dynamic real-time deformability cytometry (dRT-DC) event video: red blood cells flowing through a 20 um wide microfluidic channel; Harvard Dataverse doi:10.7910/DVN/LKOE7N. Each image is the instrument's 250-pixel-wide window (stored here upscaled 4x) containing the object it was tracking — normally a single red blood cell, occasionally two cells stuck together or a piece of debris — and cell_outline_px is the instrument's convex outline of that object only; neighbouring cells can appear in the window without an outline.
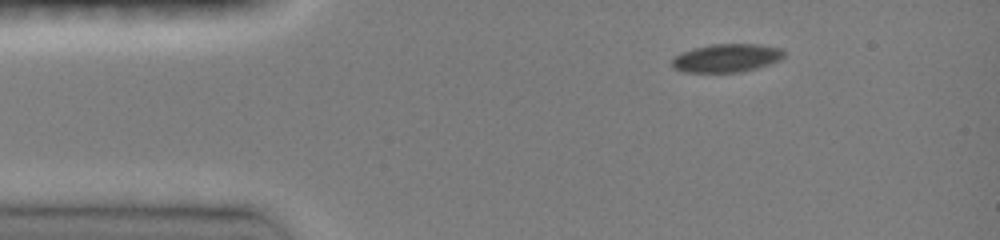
{"species": "common noctule bat (a hibernating species)", "species_latin": "Nyctalus noctula", "temperature_condition": "room temperature", "stored_images_in_passage": 41, "camera_frame_rate_fps": 3000, "um_per_image_px": 0.085, "animal": {"sex": "female", "body_mass_g": 19.0, "forearm_length_mm": 51.5}, "frame": {"image": 1, "passage_image": 1, "time_ms": 0.0, "image_size_px": [1000, 240], "cell_outline_px": [[784, 56], [780, 60], [744, 72], [684, 72], [676, 68], [672, 64], [672, 56], [680, 52], [692, 48], [712, 44], [760, 44], [780, 48], [784, 52]], "centroid_in_image_um": [61.74, 4.92], "position_along_channel_um": 23.3, "area_um2": 18.55}}
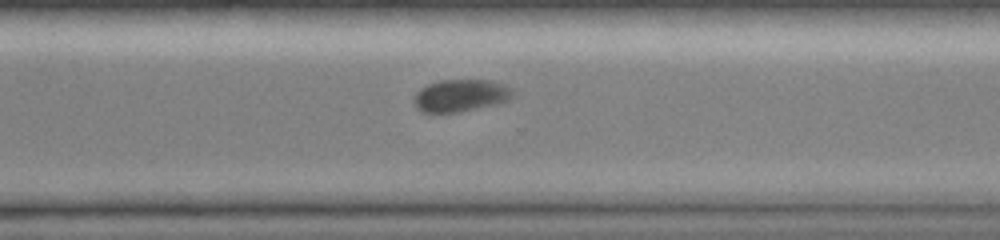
{"frame": {"image": 2, "passage_image": 28, "time_ms": 9.0, "image_size_px": [1000, 240], "cell_outline_px": [[516, 92], [508, 100], [460, 112], [420, 112], [416, 108], [416, 92], [420, 88], [428, 84], [440, 80], [492, 80], [504, 84], [512, 88]], "centroid_in_image_um": [39.18, 8.1], "position_along_channel_um": 331.4, "area_um2": 18.44}}
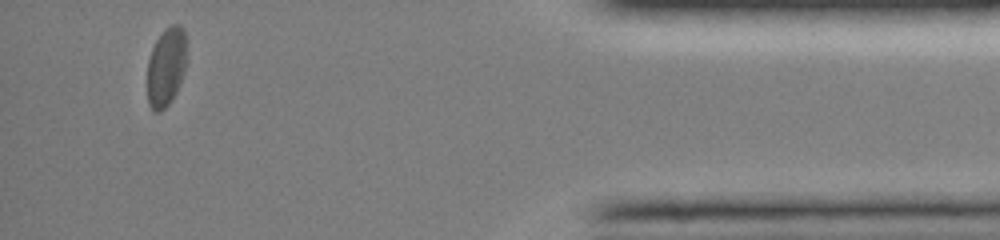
{"frame": {"image": 3, "passage_image": 38, "time_ms": 12.333, "image_size_px": [1000, 240], "cell_outline_px": [[184, 72], [180, 84], [172, 100], [160, 112], [156, 112], [148, 104], [148, 60], [152, 48], [156, 40], [172, 24], [180, 24], [184, 28]], "centroid_in_image_um": [14.1, 5.72], "position_along_channel_um": 421.1, "area_um2": 17.57}, "authors_computed_cell_mechanics": {"area_um2": 19.3052, "velocity_mm_per_s": 4.0556, "shape_relaxation_time_tau1_ms": 2.7403, "shape_relaxation_time_tau2_ms": 1.9401, "deformation_change_tau1": 0.0675, "deformation_change_tau2": 0.0221}}